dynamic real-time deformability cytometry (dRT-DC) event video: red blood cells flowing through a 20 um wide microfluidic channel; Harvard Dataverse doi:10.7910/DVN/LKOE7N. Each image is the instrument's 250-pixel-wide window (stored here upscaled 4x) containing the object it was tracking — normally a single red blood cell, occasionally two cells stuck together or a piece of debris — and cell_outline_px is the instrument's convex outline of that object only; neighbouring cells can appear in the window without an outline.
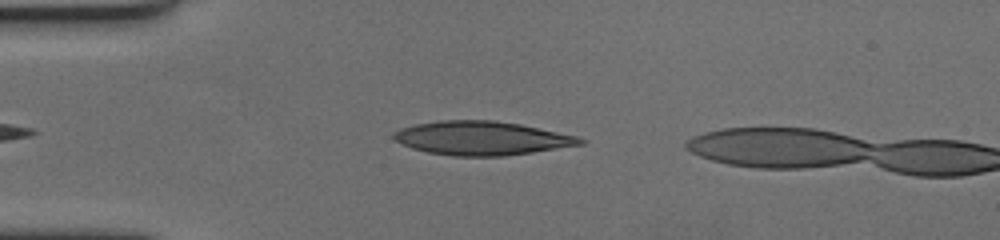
{"species": "human", "species_latin": "Homo sapiens", "temperature_condition": "cold", "stored_images_in_passage": 11, "camera_frame_rate_fps": 3000, "um_per_image_px": 0.085, "donor": {"sex": "female"}, "frame": {"image": 1, "passage_image": 7, "time_ms": 2.0, "image_size_px": [1000, 240], "cell_outline_px": [[588, 140], [584, 144], [532, 152], [504, 156], [452, 156], [428, 152], [412, 148], [396, 140], [392, 136], [392, 132], [400, 128], [416, 124], [440, 120], [492, 120], [520, 124], [576, 136]], "centroid_in_image_um": [40.94, 11.74], "position_along_channel_um": 44.1, "area_um2": 36.59}}